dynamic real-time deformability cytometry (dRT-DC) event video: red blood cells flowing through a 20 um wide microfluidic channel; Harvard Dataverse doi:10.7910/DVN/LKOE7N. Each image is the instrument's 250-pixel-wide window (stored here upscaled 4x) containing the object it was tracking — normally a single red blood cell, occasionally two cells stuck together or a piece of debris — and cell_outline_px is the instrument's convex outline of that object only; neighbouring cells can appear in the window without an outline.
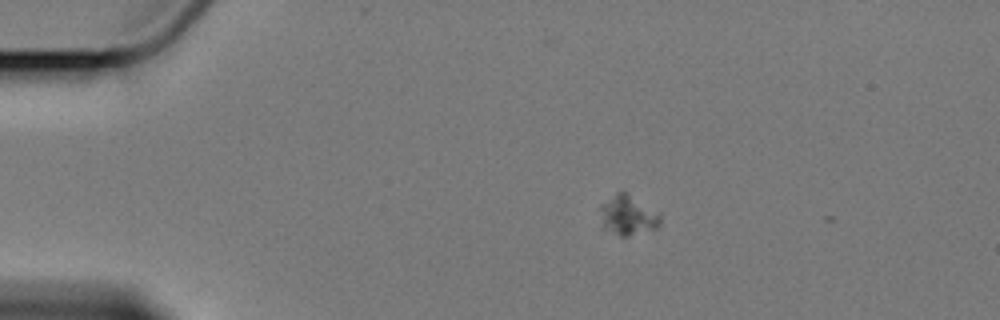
{"species": "Egyptian fruit bat (a non-hibernating species)", "species_latin": "Rousettus aegyptiacus", "temperature_condition": "cold", "stored_images_in_passage": 4, "camera_frame_rate_fps": 3000, "um_per_image_px": 0.085, "animal": {"sex": "female"}, "frame": {"image": 1, "passage_image": 3, "time_ms": 2.333, "image_size_px": [1000, 320], "cell_outline_px": [[660, 224], [656, 228], [628, 236], [620, 236], [604, 224], [600, 208], [600, 204], [616, 192], [624, 192], [660, 212]], "centroid_in_image_um": [53.42, 18.27], "position_along_channel_um": 31.6, "area_um2": 13.41}}